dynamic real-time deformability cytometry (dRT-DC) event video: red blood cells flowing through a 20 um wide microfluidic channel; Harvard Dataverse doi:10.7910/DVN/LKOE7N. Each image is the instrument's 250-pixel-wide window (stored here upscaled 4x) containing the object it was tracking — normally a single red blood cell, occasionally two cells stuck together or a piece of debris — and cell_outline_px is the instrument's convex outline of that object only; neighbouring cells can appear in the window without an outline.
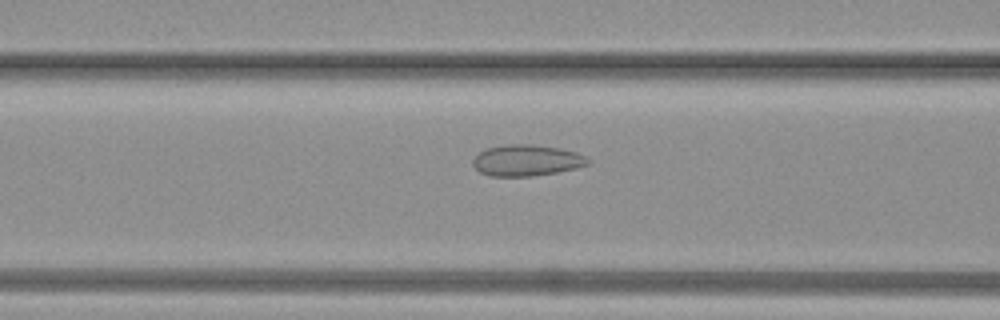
{"species": "common noctule bat (a hibernating species)", "species_latin": "Nyctalus noctula", "temperature_condition": "warm", "stored_images_in_passage": 27, "camera_frame_rate_fps": 3000, "um_per_image_px": 0.085, "animal": {"sex": "female", "body_mass_g": 19.3, "forearm_length_mm": 54.1}, "frame": {"image": 1, "passage_image": 4, "time_ms": 1.0, "image_size_px": [1000, 320], "cell_outline_px": [[592, 160], [588, 164], [576, 168], [556, 172], [532, 176], [488, 176], [480, 172], [472, 164], [472, 160], [480, 152], [488, 148], [508, 144], [532, 144], [560, 148], [576, 152]], "centroid_in_image_um": [44.77, 13.63], "position_along_channel_um": 121.8, "area_um2": 20.87}}
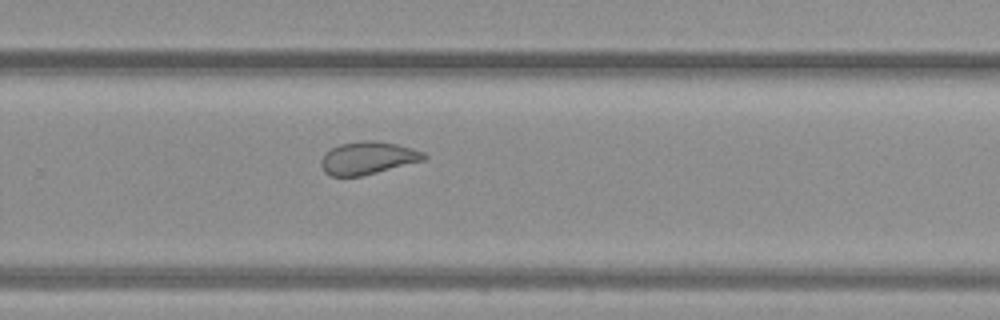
{"frame": {"image": 2, "passage_image": 14, "time_ms": 4.333, "image_size_px": [1000, 320], "cell_outline_px": [[428, 156], [424, 160], [360, 176], [332, 176], [324, 172], [320, 164], [320, 160], [332, 148], [340, 144], [364, 140], [372, 140], [396, 144], [412, 148], [424, 152]], "centroid_in_image_um": [31.26, 13.43], "position_along_channel_um": 298.5, "area_um2": 19.31}}
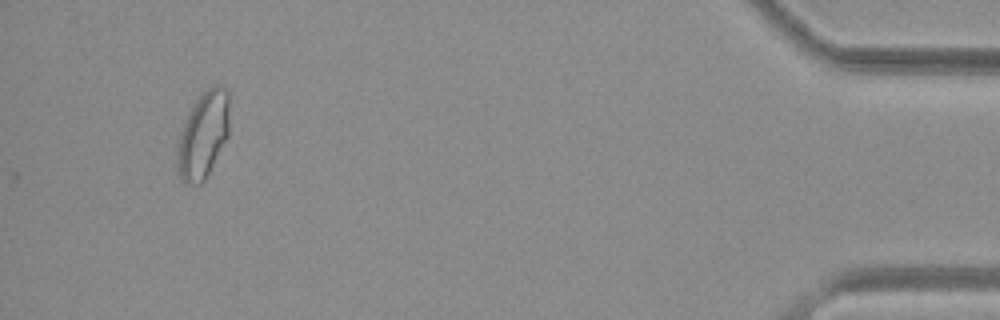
{"frame": {"image": 3, "passage_image": 25, "time_ms": 8.0, "image_size_px": [1000, 320], "cell_outline_px": [[228, 136], [204, 180], [200, 184], [188, 184], [180, 176], [176, 156], [180, 136], [188, 112], [200, 92], [212, 84], [220, 84], [228, 88]], "centroid_in_image_um": [17.28, 11.39], "position_along_channel_um": 417.9, "area_um2": 26.13}}